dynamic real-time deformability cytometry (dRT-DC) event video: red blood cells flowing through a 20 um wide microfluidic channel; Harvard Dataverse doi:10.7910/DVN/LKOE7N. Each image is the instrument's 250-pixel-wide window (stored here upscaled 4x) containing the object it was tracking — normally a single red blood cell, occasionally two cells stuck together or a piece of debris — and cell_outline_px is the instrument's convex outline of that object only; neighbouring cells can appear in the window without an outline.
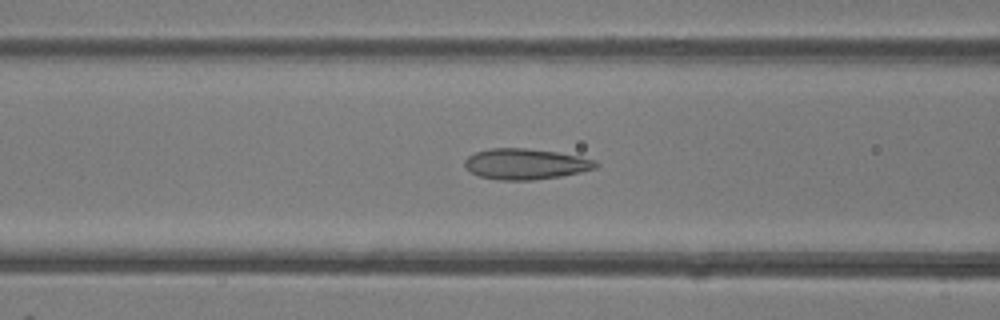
{"species": "common noctule bat (a hibernating species)", "species_latin": "Nyctalus noctula", "temperature_condition": "room temperature", "stored_images_in_passage": 47, "camera_frame_rate_fps": 3000, "um_per_image_px": 0.085, "animal": {"sex": "female"}, "frame": {"image": 1, "passage_image": 19, "time_ms": 6.0, "image_size_px": [1000, 320], "cell_outline_px": [[600, 164], [596, 168], [580, 172], [560, 176], [532, 180], [500, 180], [480, 176], [472, 172], [464, 164], [464, 160], [468, 156], [476, 152], [492, 148], [524, 148], [556, 152], [580, 156], [596, 160]], "centroid_in_image_um": [44.7, 13.93], "position_along_channel_um": 121.9, "area_um2": 23.35}}
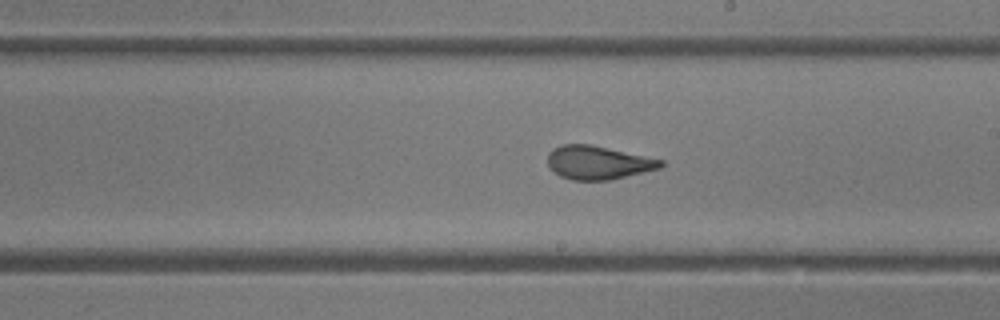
{"frame": {"image": 2, "passage_image": 27, "time_ms": 8.667, "image_size_px": [1000, 320], "cell_outline_px": [[664, 164], [660, 168], [608, 180], [572, 180], [560, 176], [552, 172], [548, 168], [548, 152], [552, 148], [560, 144], [592, 144], [664, 160]], "centroid_in_image_um": [50.78, 13.81], "position_along_channel_um": 238.2, "area_um2": 22.25}}
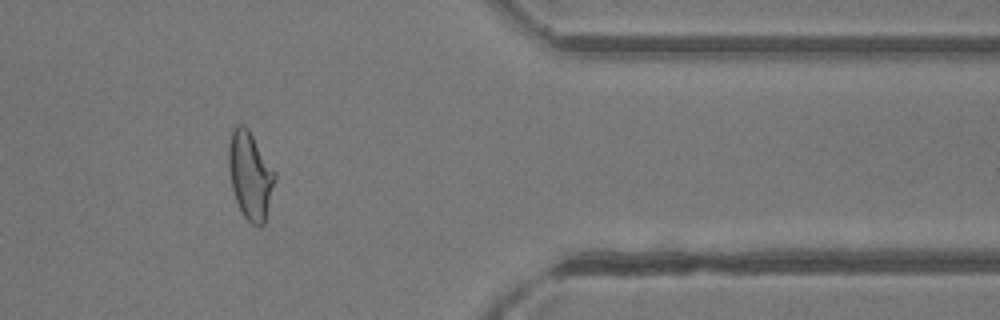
{"frame": {"image": 3, "passage_image": 39, "time_ms": 12.667, "image_size_px": [1000, 320], "cell_outline_px": [[276, 180], [264, 224], [252, 224], [244, 216], [236, 200], [232, 188], [228, 168], [228, 148], [232, 128], [236, 124], [244, 124], [248, 128], [276, 172]], "centroid_in_image_um": [21.27, 14.86], "position_along_channel_um": 390.1, "area_um2": 23.64}, "authors_computed_cell_mechanics": {"area_um2": 24.0448, "velocity_mm_per_s": 4.3623, "shape_relaxation_time_tau1_ms": 5.5447, "shape_relaxation_time_tau2_ms": 1.1068, "deformation_change_tau1": 0.1905, "deformation_change_tau2": 0.0805}}